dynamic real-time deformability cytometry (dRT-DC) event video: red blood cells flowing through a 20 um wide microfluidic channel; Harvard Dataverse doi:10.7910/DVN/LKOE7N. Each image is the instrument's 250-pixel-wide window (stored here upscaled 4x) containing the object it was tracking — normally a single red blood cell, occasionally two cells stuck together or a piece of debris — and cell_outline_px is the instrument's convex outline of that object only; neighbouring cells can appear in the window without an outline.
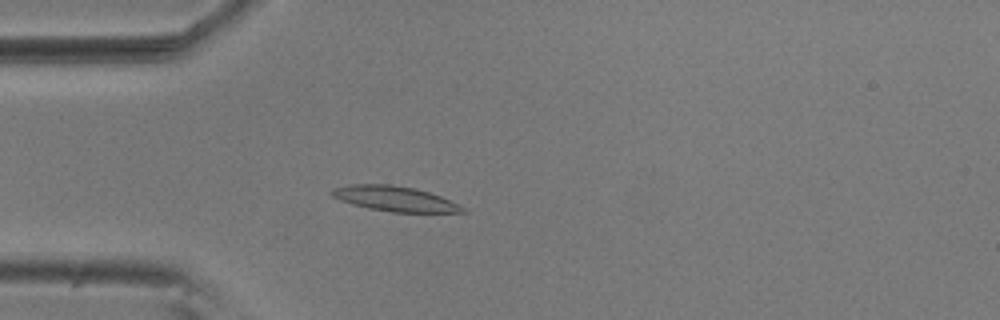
{"species": "common noctule bat (a hibernating species)", "species_latin": "Nyctalus noctula", "temperature_condition": "room temperature", "stored_images_in_passage": 44, "camera_frame_rate_fps": 3000, "um_per_image_px": 0.085, "animal": {"sex": "male", "body_mass_g": 20.5, "forearm_length_mm": 52.5}, "frame": {"image": 1, "passage_image": 7, "time_ms": 2.0, "image_size_px": [1000, 320], "cell_outline_px": [[468, 212], [392, 212], [368, 208], [352, 204], [340, 200], [332, 196], [328, 192], [332, 188], [352, 184], [392, 184], [416, 188], [440, 196], [464, 208]], "centroid_in_image_um": [33.49, 16.88], "position_along_channel_um": 51.5, "area_um2": 19.02}}
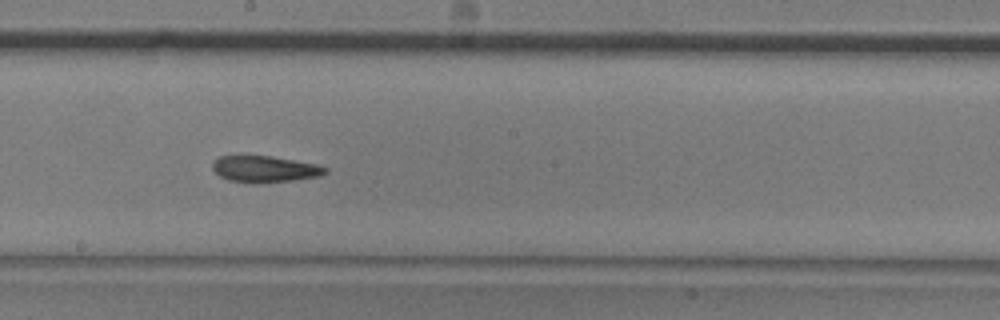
{"frame": {"image": 2, "passage_image": 22, "time_ms": 7.0, "image_size_px": [1000, 320], "cell_outline_px": [[328, 172], [320, 176], [292, 180], [256, 184], [252, 184], [228, 180], [220, 176], [212, 168], [212, 160], [220, 156], [272, 156], [316, 164], [328, 168]], "centroid_in_image_um": [22.49, 14.38], "position_along_channel_um": 225.7, "area_um2": 17.51}}
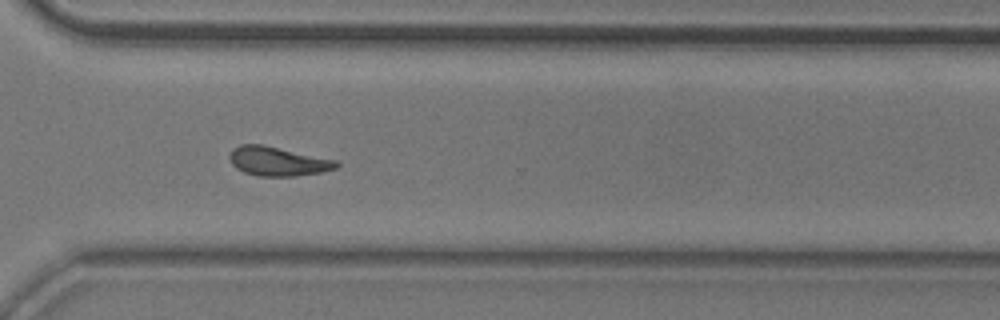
{"frame": {"image": 3, "passage_image": 32, "time_ms": 10.333, "image_size_px": [1000, 320], "cell_outline_px": [[340, 164], [336, 168], [320, 172], [292, 176], [260, 176], [244, 172], [236, 168], [232, 164], [228, 156], [232, 148], [240, 144], [260, 144], [336, 160]], "centroid_in_image_um": [23.56, 13.71], "position_along_channel_um": 347.0, "area_um2": 17.92}, "authors_computed_cell_mechanics": {"area_um2": 18.1203, "velocity_mm_per_s": 3.6569, "shape_relaxation_time_tau1_ms": 3.7, "shape_relaxation_time_tau2_ms": 2.9073, "deformation_change_tau1": 0.161, "deformation_change_tau2": 0.1082}}